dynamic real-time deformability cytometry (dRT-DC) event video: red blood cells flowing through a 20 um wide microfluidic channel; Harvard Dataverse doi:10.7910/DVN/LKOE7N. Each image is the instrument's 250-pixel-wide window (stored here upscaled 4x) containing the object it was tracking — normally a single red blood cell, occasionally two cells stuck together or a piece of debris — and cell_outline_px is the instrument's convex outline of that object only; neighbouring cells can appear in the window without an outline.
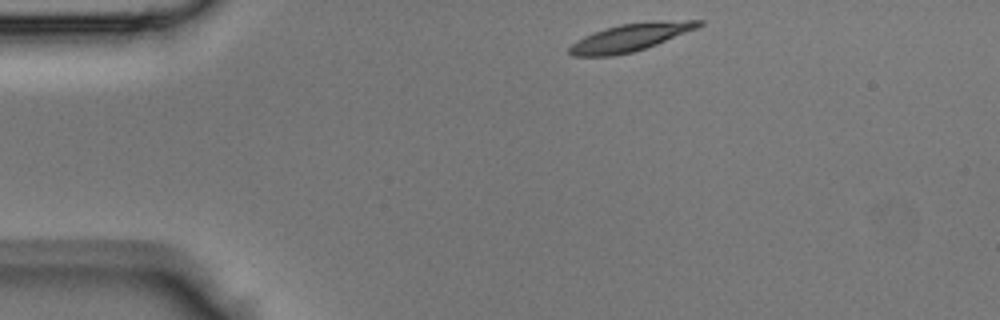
{"species": "Egyptian fruit bat (a non-hibernating species)", "species_latin": "Rousettus aegyptiacus", "temperature_condition": "room temperature", "stored_images_in_passage": 36, "camera_frame_rate_fps": 3000, "um_per_image_px": 0.085, "animal": {"sex": "male"}, "frame": {"image": 1, "passage_image": 1, "time_ms": 0.0, "image_size_px": [1000, 320], "cell_outline_px": [[704, 24], [696, 28], [656, 44], [632, 52], [612, 56], [572, 56], [568, 52], [568, 48], [572, 44], [584, 36], [604, 28], [620, 24], [652, 20], [704, 20]], "centroid_in_image_um": [53.57, 3.16], "position_along_channel_um": 31.4, "area_um2": 20.75}}
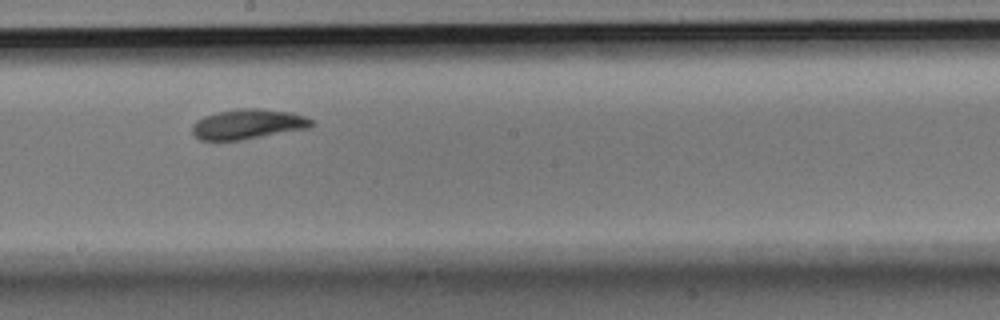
{"frame": {"image": 2, "passage_image": 17, "time_ms": 5.333, "image_size_px": [1000, 320], "cell_outline_px": [[316, 124], [308, 128], [240, 140], [200, 140], [192, 132], [192, 124], [196, 120], [204, 116], [216, 112], [240, 108], [260, 108], [292, 112], [304, 116], [312, 120]], "centroid_in_image_um": [21.07, 10.54], "position_along_channel_um": 227.1, "area_um2": 20.87}}
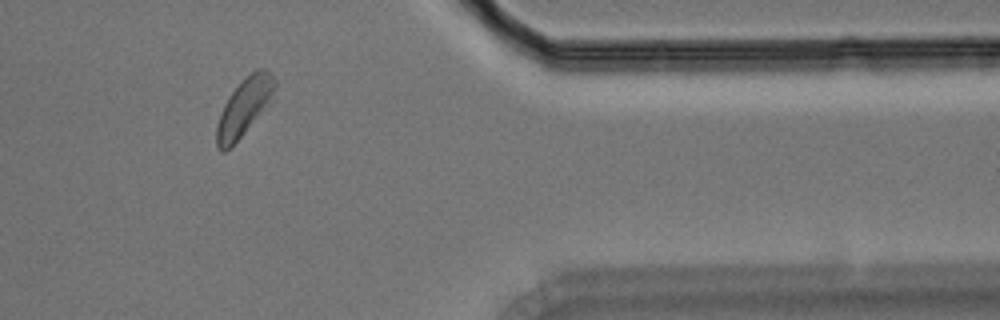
{"frame": {"image": 3, "passage_image": 29, "time_ms": 9.333, "image_size_px": [1000, 320], "cell_outline_px": [[276, 100], [224, 152], [220, 152], [216, 148], [216, 124], [220, 112], [228, 96], [240, 80], [256, 68], [264, 68], [272, 72], [276, 80]], "centroid_in_image_um": [20.82, 9.03], "position_along_channel_um": 390.6, "area_um2": 20.29}}